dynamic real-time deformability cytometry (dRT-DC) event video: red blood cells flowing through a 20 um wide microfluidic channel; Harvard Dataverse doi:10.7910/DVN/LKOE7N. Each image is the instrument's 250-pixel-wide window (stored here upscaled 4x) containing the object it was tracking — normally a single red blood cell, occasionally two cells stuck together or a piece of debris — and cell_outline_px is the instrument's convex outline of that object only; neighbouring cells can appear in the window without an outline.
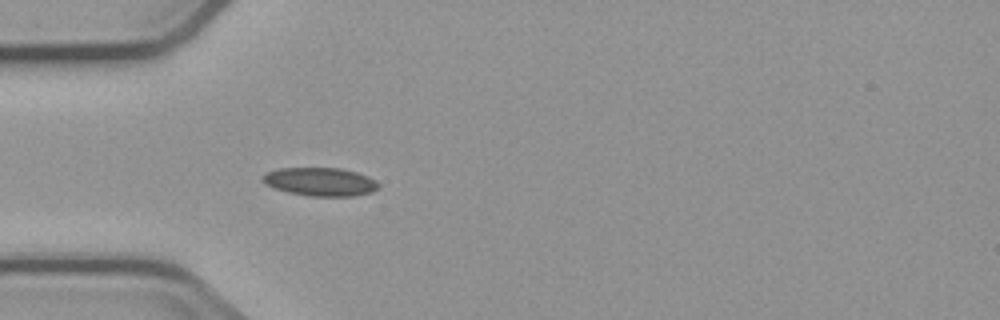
{"species": "common noctule bat (a hibernating species)", "species_latin": "Nyctalus noctula", "temperature_condition": "cold", "stored_images_in_passage": 5, "camera_frame_rate_fps": 3000, "um_per_image_px": 0.085, "animal": {"sex": "male", "body_mass_g": 23.1, "forearm_length_mm": 52.7}, "frame": {"image": 1, "passage_image": 5, "time_ms": 4.667, "image_size_px": [1000, 320], "cell_outline_px": [[380, 188], [372, 192], [352, 196], [308, 196], [288, 192], [272, 188], [264, 184], [260, 180], [260, 176], [264, 172], [276, 168], [340, 168], [356, 172], [368, 176], [376, 180], [380, 184]], "centroid_in_image_um": [27.17, 15.44], "position_along_channel_um": 57.8, "area_um2": 19.59}}